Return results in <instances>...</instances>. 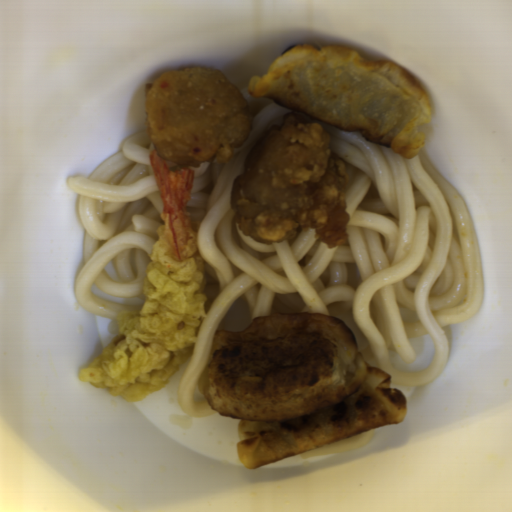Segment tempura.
I'll list each match as a JSON object with an SVG mask.
<instances>
[{
  "instance_id": "tempura-1",
  "label": "tempura",
  "mask_w": 512,
  "mask_h": 512,
  "mask_svg": "<svg viewBox=\"0 0 512 512\" xmlns=\"http://www.w3.org/2000/svg\"><path fill=\"white\" fill-rule=\"evenodd\" d=\"M149 159L162 210L140 303L117 313L116 335L76 374L78 381L133 404L169 383L190 358L209 300L198 224L188 210L195 167L173 171L155 149Z\"/></svg>"
}]
</instances>
